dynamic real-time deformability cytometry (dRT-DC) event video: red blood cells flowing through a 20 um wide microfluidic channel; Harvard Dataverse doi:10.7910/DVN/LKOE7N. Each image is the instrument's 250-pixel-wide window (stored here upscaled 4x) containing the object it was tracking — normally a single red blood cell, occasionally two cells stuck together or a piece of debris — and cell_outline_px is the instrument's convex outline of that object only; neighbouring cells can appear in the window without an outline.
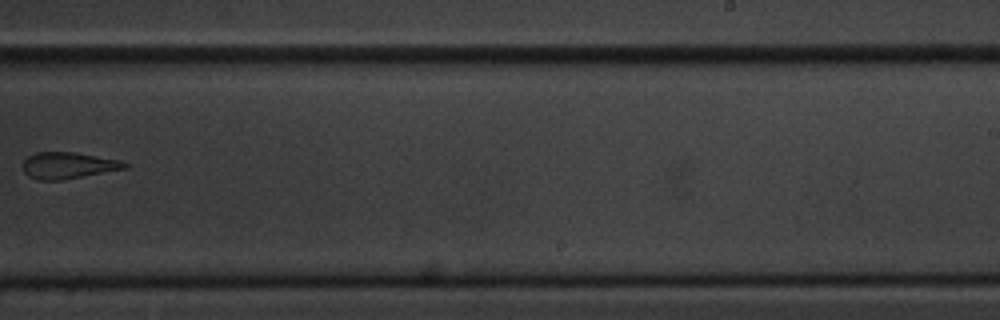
{"species": "common noctule bat (a hibernating species)", "species_latin": "Nyctalus noctula", "temperature_condition": "cold", "stored_images_in_passage": 17, "camera_frame_rate_fps": 3000, "um_per_image_px": 0.085, "animal": {"sex": "male", "body_mass_g": 20.1, "forearm_length_mm": 53.5}, "frame": {"image": 1, "passage_image": 10, "time_ms": 11.333, "image_size_px": [1000, 320], "cell_outline_px": [[128, 168], [60, 180], [40, 180], [28, 176], [24, 172], [24, 160], [28, 156], [36, 152], [72, 152], [120, 160], [128, 164]], "centroid_in_image_um": [5.79, 14.06], "position_along_channel_um": 283.2, "area_um2": 15.49}}
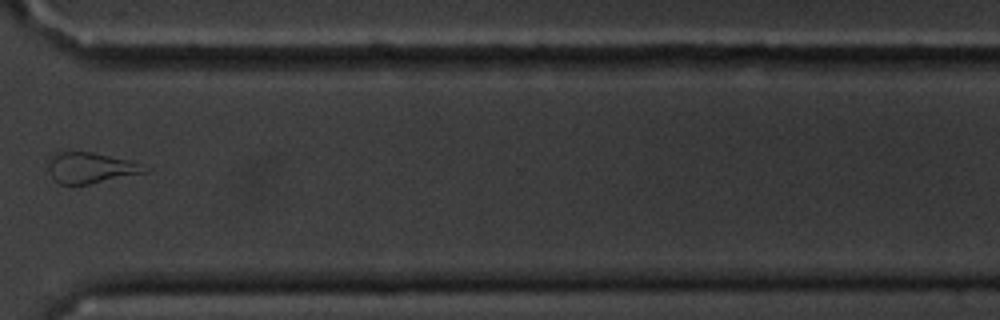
{"frame": {"image": 2, "passage_image": 12, "time_ms": 13.667, "image_size_px": [1000, 320], "cell_outline_px": [[152, 168], [148, 172], [88, 184], [60, 184], [52, 176], [48, 168], [48, 160], [52, 152], [92, 152], [132, 160]], "centroid_in_image_um": [7.74, 14.24], "position_along_channel_um": 362.9, "area_um2": 17.46}, "authors_computed_cell_mechanics": {"area_um2": 19.1896, "velocity_mm_per_s": 3.4228, "shape_relaxation_time_tau1_ms": null, "shape_relaxation_time_tau2_ms": 5.63, "deformation_change_tau1": null, "deformation_change_tau2": 0.179}}